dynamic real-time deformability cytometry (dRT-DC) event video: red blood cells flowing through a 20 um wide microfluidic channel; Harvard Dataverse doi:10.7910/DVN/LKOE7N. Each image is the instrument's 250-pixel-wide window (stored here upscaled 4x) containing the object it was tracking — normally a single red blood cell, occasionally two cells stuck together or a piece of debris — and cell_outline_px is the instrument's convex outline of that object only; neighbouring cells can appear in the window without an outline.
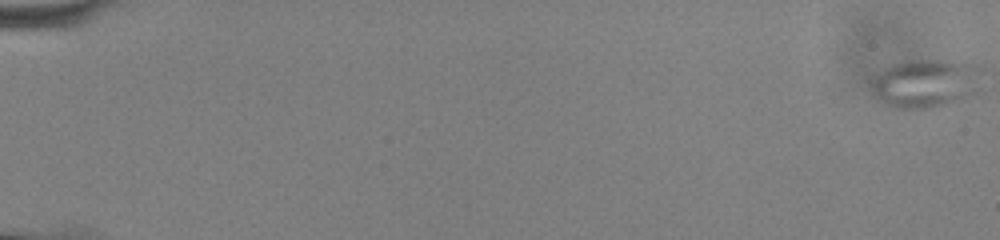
{"species": "common noctule bat (a hibernating species)", "species_latin": "Nyctalus noctula", "temperature_condition": "cold", "stored_images_in_passage": 16, "camera_frame_rate_fps": 3000, "um_per_image_px": 0.085, "animal": {"sex": "male", "body_mass_g": 13.0, "forearm_length_mm": 53.1}, "frame": {"image": 1, "passage_image": 1, "time_ms": 0.0, "image_size_px": [1000, 240], "cell_outline_px": [[984, 92], [964, 100], [924, 108], [896, 108], [884, 104], [876, 100], [872, 92], [872, 80], [884, 68], [908, 60], [944, 60], [980, 64], [984, 68]], "centroid_in_image_um": [78.86, 7.08], "position_along_channel_um": 6.1, "area_um2": 32.48}}